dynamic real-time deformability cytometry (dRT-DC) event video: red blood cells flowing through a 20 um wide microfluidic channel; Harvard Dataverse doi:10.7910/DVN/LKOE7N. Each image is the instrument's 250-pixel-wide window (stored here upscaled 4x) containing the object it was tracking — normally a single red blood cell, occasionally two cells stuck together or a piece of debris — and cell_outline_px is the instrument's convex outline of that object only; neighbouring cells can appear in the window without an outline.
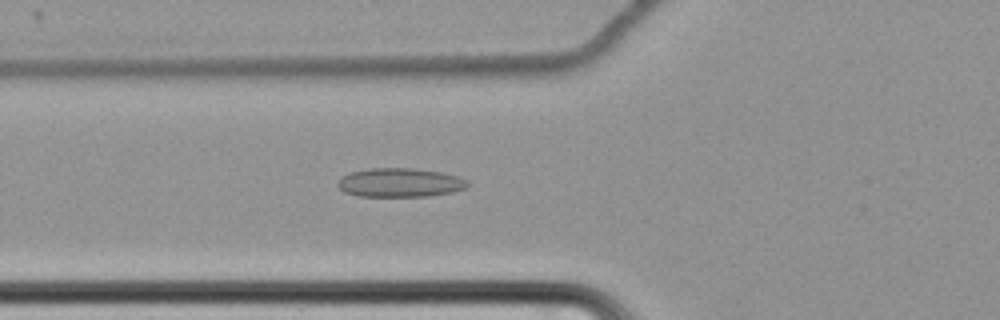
{"species": "common noctule bat (a hibernating species)", "species_latin": "Nyctalus noctula", "temperature_condition": "cold", "stored_images_in_passage": 64, "camera_frame_rate_fps": 3000, "um_per_image_px": 0.085, "animal": {"sex": "female", "body_mass_g": 22.7, "forearm_length_mm": 54.2}, "frame": {"image": 1, "passage_image": 27, "time_ms": 8.667, "image_size_px": [1000, 320], "cell_outline_px": [[468, 188], [452, 192], [428, 196], [360, 196], [344, 192], [336, 184], [348, 172], [368, 168], [412, 168], [440, 172], [456, 176], [468, 180]], "centroid_in_image_um": [34.0, 15.52], "position_along_channel_um": 91.8, "area_um2": 21.85}}
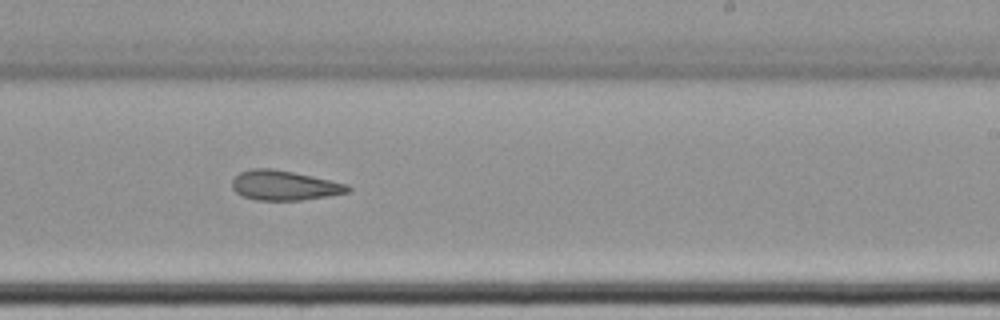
{"frame": {"image": 2, "passage_image": 42, "time_ms": 13.667, "image_size_px": [1000, 320], "cell_outline_px": [[352, 188], [348, 192], [328, 196], [300, 200], [256, 200], [244, 196], [236, 192], [232, 188], [232, 180], [240, 172], [252, 168], [272, 168], [312, 176], [348, 184]], "centroid_in_image_um": [24.16, 15.76], "position_along_channel_um": 264.8, "area_um2": 19.94}}
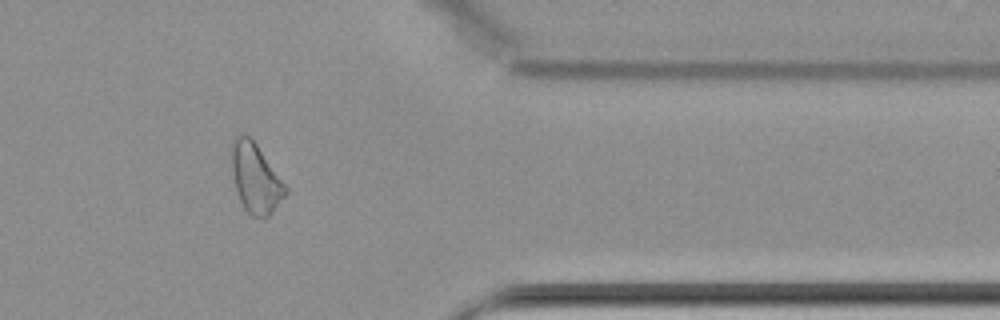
{"frame": {"image": 3, "passage_image": 54, "time_ms": 17.667, "image_size_px": [1000, 320], "cell_outline_px": [[288, 192], [272, 212], [268, 216], [252, 216], [244, 208], [240, 200], [236, 188], [232, 172], [232, 144], [236, 136], [248, 136], [256, 144], [288, 188]], "centroid_in_image_um": [21.73, 15.17], "position_along_channel_um": 389.7, "area_um2": 21.15}, "authors_computed_cell_mechanics": {"area_um2": 22.6865, "velocity_mm_per_s": 3.4628, "shape_relaxation_time_tau1_ms": null, "shape_relaxation_time_tau2_ms": 7.0718, "deformation_change_tau1": null, "deformation_change_tau2": 0.1523}}